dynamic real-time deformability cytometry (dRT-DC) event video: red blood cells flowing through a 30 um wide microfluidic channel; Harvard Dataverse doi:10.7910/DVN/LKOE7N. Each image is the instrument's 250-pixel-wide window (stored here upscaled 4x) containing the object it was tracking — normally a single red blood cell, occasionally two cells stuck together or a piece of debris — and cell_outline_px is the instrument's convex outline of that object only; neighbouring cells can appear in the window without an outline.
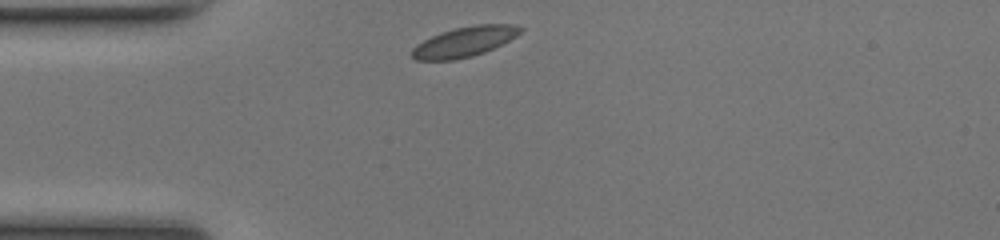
{"species": "common noctule bat (a hibernating species)", "species_latin": "Nyctalus noctula", "temperature_condition": "room temperature", "stored_images_in_passage": 29, "camera_frame_rate_fps": 3000, "um_per_image_px": 0.085, "animal": {"sex": "female", "body_mass_g": 17.0, "forearm_length_mm": 48.0}, "frame": {"image": 1, "passage_image": 1, "time_ms": 0.0, "image_size_px": [1000, 240], "cell_outline_px": [[524, 28], [516, 36], [484, 52], [472, 56], [452, 60], [416, 60], [412, 56], [412, 48], [416, 44], [440, 32], [456, 28], [476, 24], [516, 24]], "centroid_in_image_um": [39.47, 3.54], "position_along_channel_um": 45.5, "area_um2": 18.79}}
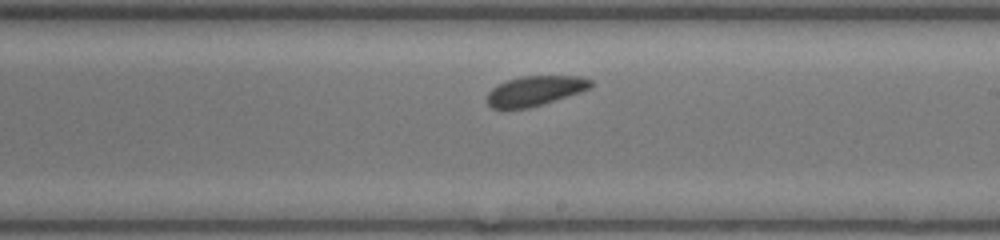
{"frame": {"image": 2, "passage_image": 17, "time_ms": 5.333, "image_size_px": [1000, 240], "cell_outline_px": [[592, 84], [588, 88], [580, 92], [528, 108], [492, 108], [488, 104], [488, 92], [492, 88], [508, 80], [520, 76], [580, 76], [592, 80]], "centroid_in_image_um": [45.48, 7.71], "position_along_channel_um": 243.5, "area_um2": 17.63}}
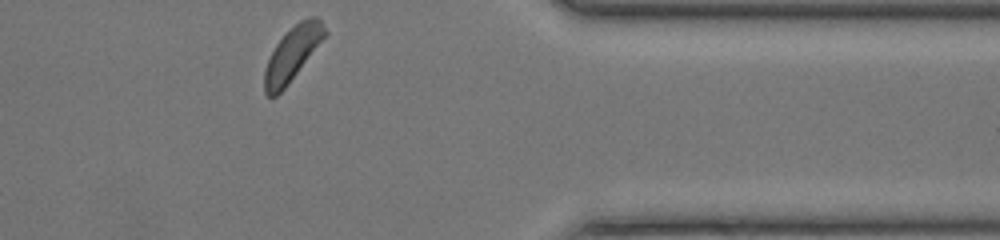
{"frame": {"image": 3, "passage_image": 29, "time_ms": 9.333, "image_size_px": [1000, 240], "cell_outline_px": [[328, 32], [288, 84], [276, 96], [268, 96], [264, 92], [264, 72], [268, 60], [276, 44], [300, 20], [308, 16], [316, 16], [320, 20]], "centroid_in_image_um": [24.85, 4.57], "position_along_channel_um": 386.6, "area_um2": 18.38}, "authors_computed_cell_mechanics": {"area_um2": 18.6116, "velocity_mm_per_s": 4.0498, "shape_relaxation_time_tau1_ms": 2.8575, "shape_relaxation_time_tau2_ms": null, "deformation_change_tau1": 0.0635, "deformation_change_tau2": null}}